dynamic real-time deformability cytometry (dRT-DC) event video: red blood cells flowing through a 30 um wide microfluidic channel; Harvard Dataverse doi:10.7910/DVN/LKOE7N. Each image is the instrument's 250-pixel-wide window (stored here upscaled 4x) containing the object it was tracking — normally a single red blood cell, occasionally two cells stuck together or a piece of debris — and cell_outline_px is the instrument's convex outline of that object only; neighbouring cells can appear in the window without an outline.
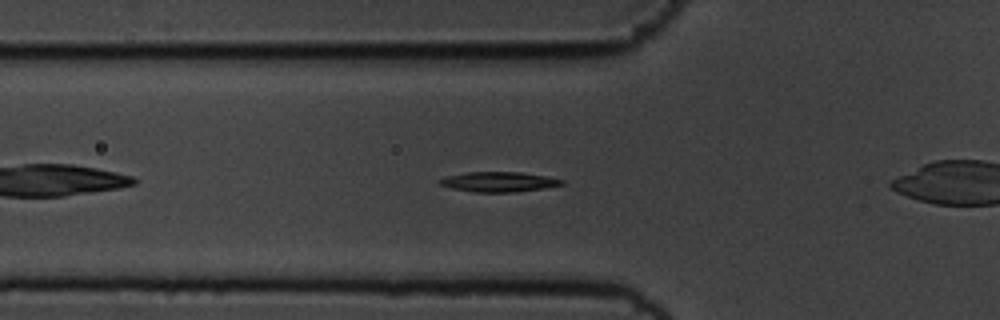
{"species": "common noctule bat (a hibernating species)", "species_latin": "Nyctalus noctula", "temperature_condition": "cold", "stored_images_in_passage": 45, "camera_frame_rate_fps": 3000, "um_per_image_px": 0.085, "animal": {"sex": "male", "body_mass_g": 19.5, "forearm_length_mm": 54.6}, "frame": {"image": 1, "passage_image": 7, "time_ms": 2.0, "image_size_px": [1000, 320], "cell_outline_px": [[564, 184], [544, 188], [516, 192], [476, 192], [452, 188], [440, 184], [436, 180], [444, 176], [464, 172], [520, 172], [548, 176], [564, 180]], "centroid_in_image_um": [42.37, 15.44], "position_along_channel_um": 83.4, "area_um2": 14.33}}
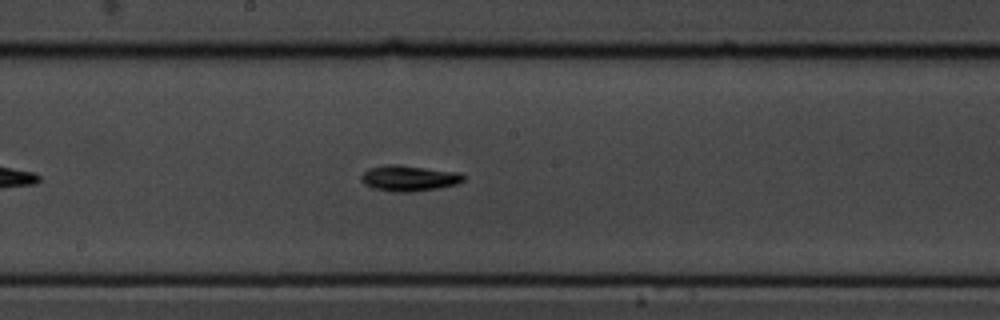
{"frame": {"image": 2, "passage_image": 18, "time_ms": 5.667, "image_size_px": [1000, 320], "cell_outline_px": [[464, 180], [456, 184], [440, 188], [412, 192], [392, 192], [372, 188], [364, 184], [360, 180], [360, 176], [364, 172], [372, 168], [388, 164], [396, 164], [460, 172], [464, 176]], "centroid_in_image_um": [34.76, 15.16], "position_along_channel_um": 213.4, "area_um2": 15.43}}
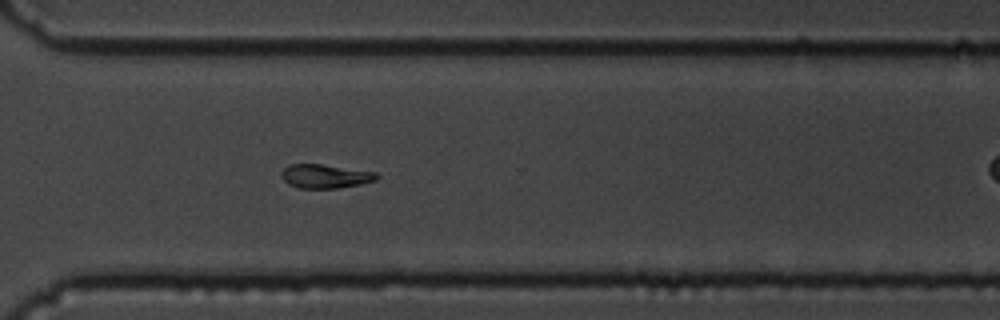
{"frame": {"image": 3, "passage_image": 29, "time_ms": 9.333, "image_size_px": [1000, 320], "cell_outline_px": [[380, 176], [376, 180], [360, 184], [336, 188], [300, 188], [288, 184], [284, 180], [280, 172], [288, 164], [320, 164], [376, 172]], "centroid_in_image_um": [27.63, 14.97], "position_along_channel_um": 343.0, "area_um2": 13.18}, "authors_computed_cell_mechanics": {"area_um2": 13.8142, "velocity_mm_per_s": 3.5348, "shape_relaxation_time_tau1_ms": 2.236, "shape_relaxation_time_tau2_ms": null, "deformation_change_tau1": 0.1091, "deformation_change_tau2": null}}